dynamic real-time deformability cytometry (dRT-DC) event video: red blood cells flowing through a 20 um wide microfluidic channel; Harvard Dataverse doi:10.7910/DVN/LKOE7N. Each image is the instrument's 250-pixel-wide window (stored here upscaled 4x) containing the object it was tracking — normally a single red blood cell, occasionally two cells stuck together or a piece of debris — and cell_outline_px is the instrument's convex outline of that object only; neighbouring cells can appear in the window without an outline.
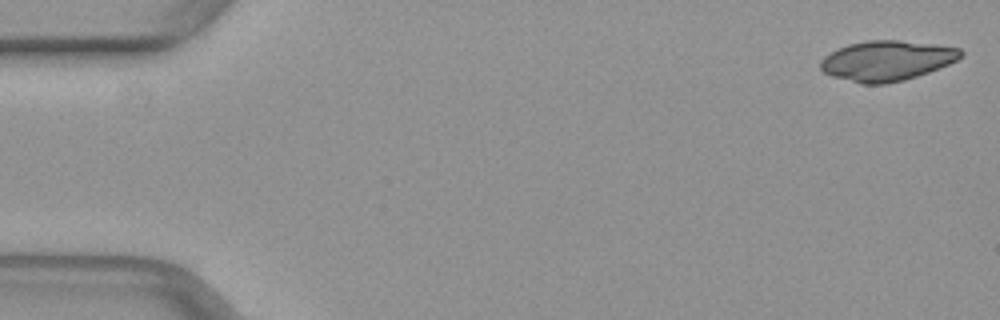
{"species": "common noctule bat (a hibernating species)", "species_latin": "Nyctalus noctula", "temperature_condition": "warm", "stored_images_in_passage": 49, "camera_frame_rate_fps": 3000, "um_per_image_px": 0.085, "animal": {"sex": "female", "body_mass_g": 29.2, "forearm_length_mm": 56.3}, "frame": {"image": 1, "passage_image": 1, "time_ms": 0.0, "image_size_px": [1000, 320], "cell_outline_px": [[964, 52], [956, 60], [948, 64], [928, 72], [904, 80], [884, 84], [860, 84], [832, 76], [824, 72], [820, 68], [820, 60], [824, 56], [848, 44], [868, 40], [900, 40], [932, 44], [960, 48]], "centroid_in_image_um": [75.35, 5.16], "position_along_channel_um": 9.6, "area_um2": 32.6}}
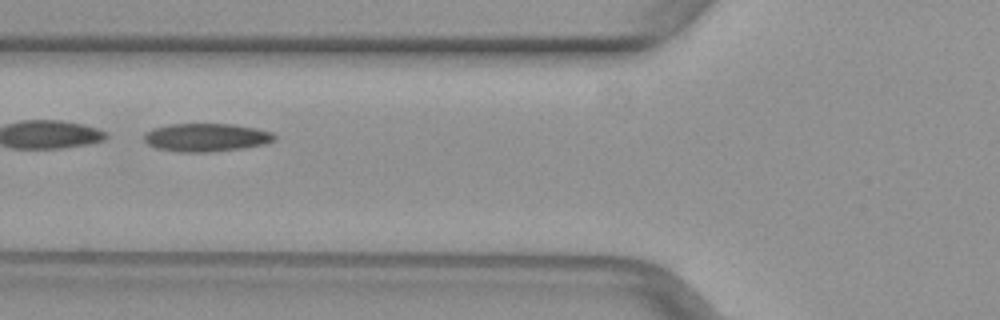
{"frame": {"image": 2, "passage_image": 19, "time_ms": 6.0, "image_size_px": [1000, 320], "cell_outline_px": [[276, 140], [264, 144], [240, 148], [208, 152], [180, 152], [156, 148], [148, 144], [144, 140], [144, 136], [152, 128], [172, 124], [232, 124], [256, 128], [272, 132], [276, 136]], "centroid_in_image_um": [17.54, 11.68], "position_along_channel_um": 108.3, "area_um2": 21.27}}
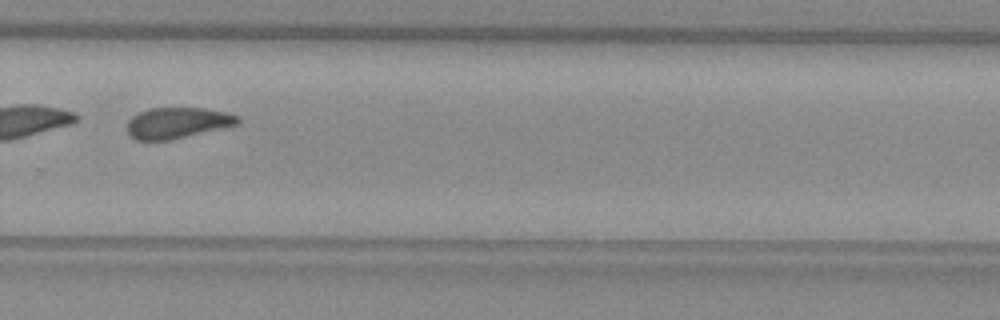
{"frame": {"image": 3, "passage_image": 34, "time_ms": 11.0, "image_size_px": [1000, 320], "cell_outline_px": [[240, 124], [168, 140], [136, 140], [124, 128], [128, 120], [132, 116], [148, 108], [204, 108], [224, 112], [240, 116]], "centroid_in_image_um": [15.06, 10.44], "position_along_channel_um": 314.7, "area_um2": 19.94}}